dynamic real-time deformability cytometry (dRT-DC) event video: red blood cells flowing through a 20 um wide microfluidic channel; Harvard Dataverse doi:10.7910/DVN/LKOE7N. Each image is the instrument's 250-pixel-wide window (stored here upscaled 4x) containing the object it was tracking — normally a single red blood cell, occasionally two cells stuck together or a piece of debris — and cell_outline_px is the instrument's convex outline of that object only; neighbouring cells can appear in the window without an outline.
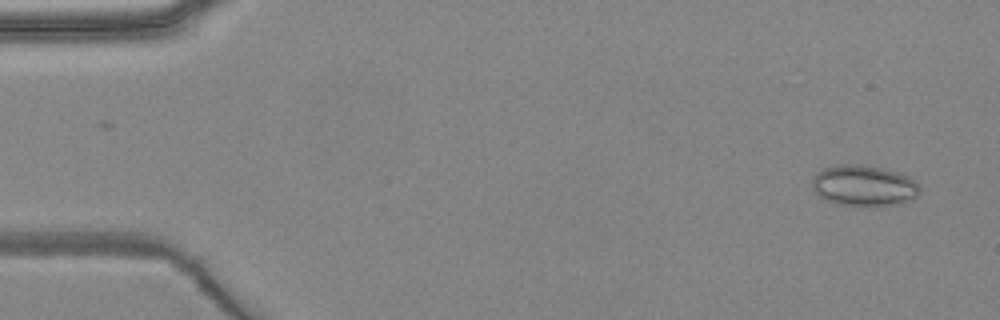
{"species": "common noctule bat (a hibernating species)", "species_latin": "Nyctalus noctula", "temperature_condition": "warm", "stored_images_in_passage": 5, "camera_frame_rate_fps": 3000, "um_per_image_px": 0.085, "animal": {"sex": "female", "body_mass_g": 24.6, "forearm_length_mm": 56.2}, "frame": {"image": 1, "passage_image": 1, "time_ms": 0.0, "image_size_px": [1000, 320], "cell_outline_px": [[920, 192], [912, 200], [900, 204], [836, 204], [820, 196], [812, 188], [812, 180], [816, 172], [824, 168], [840, 164], [856, 164], [880, 168], [896, 172], [908, 176], [916, 180], [920, 184]], "centroid_in_image_um": [73.45, 15.76], "position_along_channel_um": 11.6, "area_um2": 25.26}}